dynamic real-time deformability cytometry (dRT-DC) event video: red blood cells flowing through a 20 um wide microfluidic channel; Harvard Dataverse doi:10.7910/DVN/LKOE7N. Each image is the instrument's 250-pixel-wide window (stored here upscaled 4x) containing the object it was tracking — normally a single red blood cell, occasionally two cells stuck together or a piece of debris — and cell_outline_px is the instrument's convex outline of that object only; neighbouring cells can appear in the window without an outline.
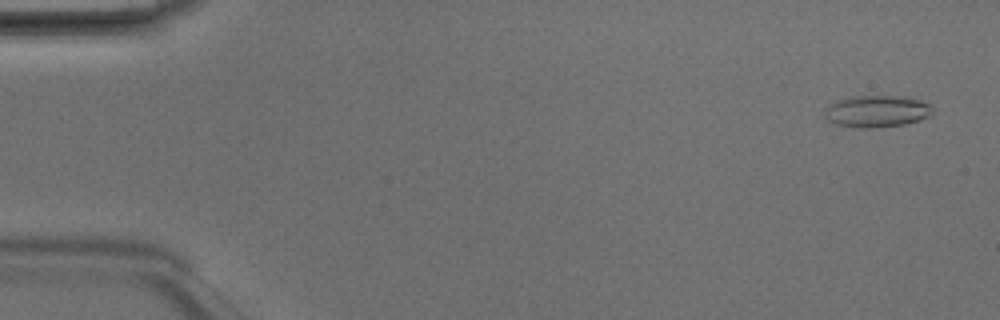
{"species": "Egyptian fruit bat (a non-hibernating species)", "species_latin": "Rousettus aegyptiacus", "temperature_condition": "room temperature", "stored_images_in_passage": 6, "camera_frame_rate_fps": 3000, "um_per_image_px": 0.085, "animal": {"sex": "male"}, "frame": {"image": 1, "passage_image": 1, "time_ms": 0.0, "image_size_px": [1000, 320], "cell_outline_px": [[932, 112], [928, 116], [920, 120], [904, 124], [876, 128], [860, 128], [836, 124], [828, 120], [824, 116], [824, 112], [828, 104], [836, 100], [848, 96], [904, 96], [920, 100], [928, 104], [932, 108]], "centroid_in_image_um": [74.48, 9.45], "position_along_channel_um": 10.5, "area_um2": 20.17}}
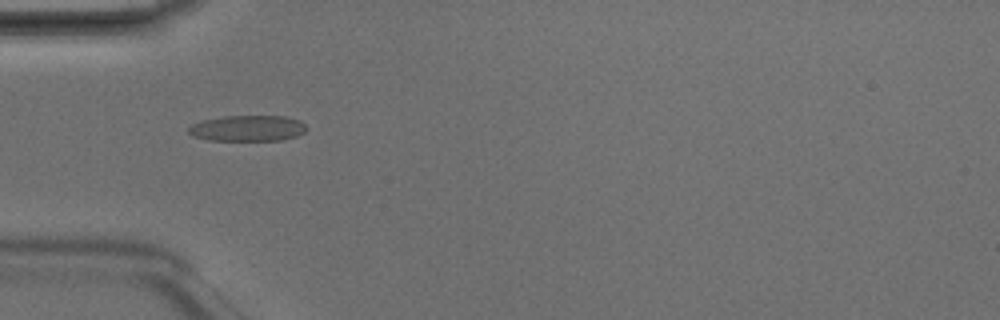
{"frame": {"image": 2, "passage_image": 5, "time_ms": 1.333, "image_size_px": [1000, 320], "cell_outline_px": [[308, 128], [304, 132], [296, 136], [280, 140], [208, 140], [192, 136], [188, 132], [188, 128], [192, 124], [204, 120], [224, 116], [288, 116], [300, 120]], "centroid_in_image_um": [21.06, 10.9], "position_along_channel_um": 63.9, "area_um2": 17.8}}